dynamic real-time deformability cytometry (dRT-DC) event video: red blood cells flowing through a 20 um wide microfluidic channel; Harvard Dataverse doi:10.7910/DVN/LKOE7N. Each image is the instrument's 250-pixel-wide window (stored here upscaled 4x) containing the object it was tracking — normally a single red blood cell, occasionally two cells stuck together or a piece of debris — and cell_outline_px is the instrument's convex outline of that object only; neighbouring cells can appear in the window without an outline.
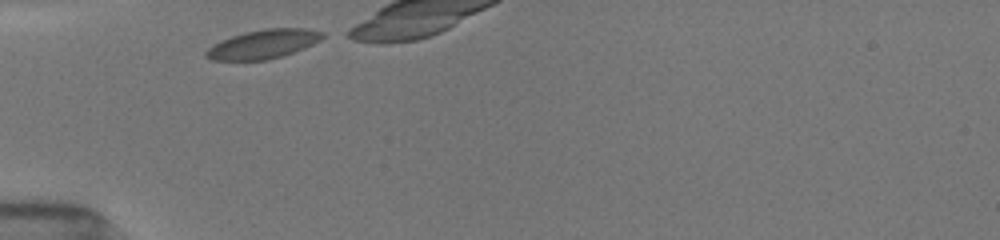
{"species": "common noctule bat (a hibernating species)", "species_latin": "Nyctalus noctula", "temperature_condition": "room temperature", "stored_images_in_passage": 8, "camera_frame_rate_fps": 3000, "um_per_image_px": 0.085, "animal": {"sex": "female", "body_mass_g": 19.5, "forearm_length_mm": 54.1}, "frame": {"image": 1, "passage_image": 1, "time_ms": 0.0, "image_size_px": [1000, 240], "cell_outline_px": [[328, 36], [304, 48], [268, 60], [212, 60], [204, 56], [204, 52], [212, 44], [220, 40], [244, 32], [264, 28], [308, 28], [324, 32]], "centroid_in_image_um": [22.38, 3.74], "position_along_channel_um": 62.6, "area_um2": 19.83}}
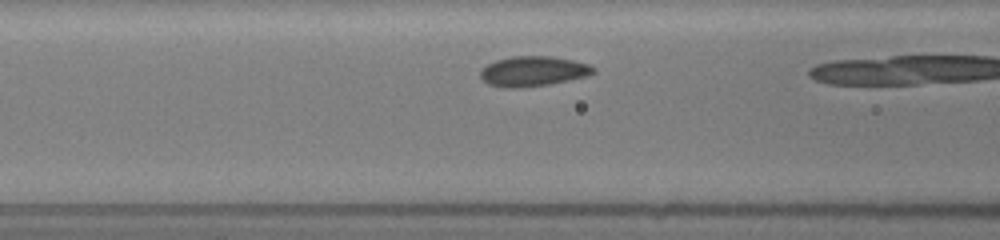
{"frame": {"image": 2, "passage_image": 7, "time_ms": 1.667, "image_size_px": [1000, 240], "cell_outline_px": [[596, 72], [584, 76], [568, 80], [548, 84], [524, 88], [504, 88], [488, 84], [480, 76], [480, 72], [488, 64], [496, 60], [512, 56], [552, 56], [572, 60], [588, 64], [596, 68]], "centroid_in_image_um": [45.31, 6.06], "position_along_channel_um": 121.3, "area_um2": 19.71}}